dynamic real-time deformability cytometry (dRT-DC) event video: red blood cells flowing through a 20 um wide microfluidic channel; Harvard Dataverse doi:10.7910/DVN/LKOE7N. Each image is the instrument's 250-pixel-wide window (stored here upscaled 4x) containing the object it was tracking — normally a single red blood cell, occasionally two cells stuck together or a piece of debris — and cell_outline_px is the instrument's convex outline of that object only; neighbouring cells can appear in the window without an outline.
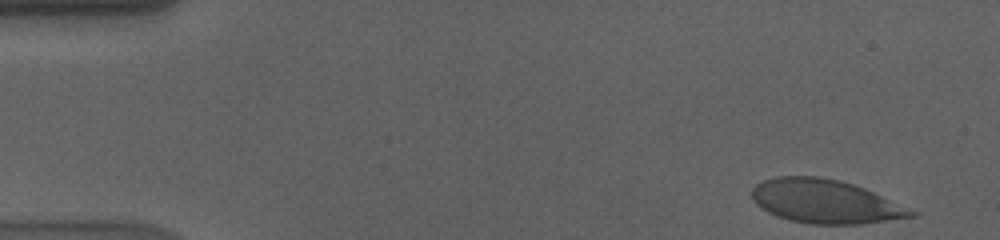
{"species": "human", "species_latin": "Homo sapiens", "temperature_condition": "cold", "stored_images_in_passage": 50, "camera_frame_rate_fps": 3000, "um_per_image_px": 0.085, "donor": {"sex": "male"}, "frame": {"image": 1, "passage_image": 1, "time_ms": 0.0, "image_size_px": [1000, 240], "cell_outline_px": [[920, 212], [916, 216], [860, 224], [812, 224], [788, 220], [776, 216], [760, 208], [752, 200], [752, 188], [756, 184], [764, 180], [776, 176], [816, 176], [840, 180], [864, 188]], "centroid_in_image_um": [70.13, 17.12], "position_along_channel_um": 14.9, "area_um2": 40.69}}
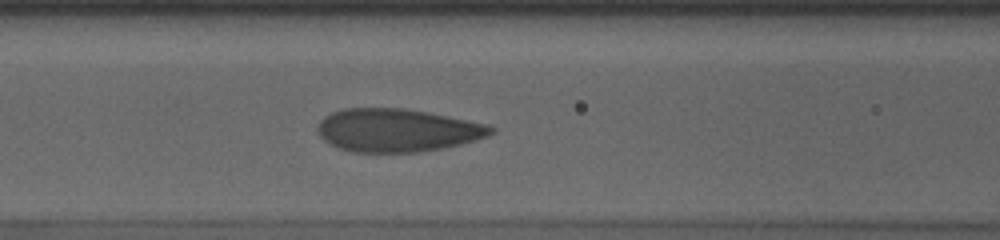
{"frame": {"image": 2, "passage_image": 21, "time_ms": 6.667, "image_size_px": [1000, 240], "cell_outline_px": [[496, 132], [488, 136], [476, 140], [460, 144], [420, 152], [352, 152], [340, 148], [324, 140], [316, 132], [316, 124], [324, 116], [332, 112], [344, 108], [404, 108], [428, 112], [488, 124], [496, 128]], "centroid_in_image_um": [33.76, 11.06], "position_along_channel_um": 132.8, "area_um2": 43.7}}
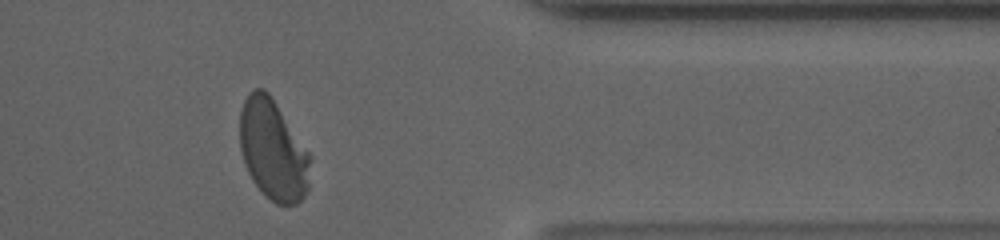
{"frame": {"image": 3, "passage_image": 44, "time_ms": 14.333, "image_size_px": [1000, 240], "cell_outline_px": [[312, 156], [308, 188], [304, 196], [296, 204], [276, 204], [252, 180], [244, 164], [240, 148], [240, 112], [244, 100], [256, 88], [264, 88], [268, 92]], "centroid_in_image_um": [23.22, 12.75], "position_along_channel_um": 388.2, "area_um2": 40.98}, "authors_computed_cell_mechanics": {"area_um2": 42.9165, "velocity_mm_per_s": 3.5526, "shape_relaxation_time_tau1_ms": 5.8631, "shape_relaxation_time_tau2_ms": null, "deformation_change_tau1": 0.1785, "deformation_change_tau2": null}}